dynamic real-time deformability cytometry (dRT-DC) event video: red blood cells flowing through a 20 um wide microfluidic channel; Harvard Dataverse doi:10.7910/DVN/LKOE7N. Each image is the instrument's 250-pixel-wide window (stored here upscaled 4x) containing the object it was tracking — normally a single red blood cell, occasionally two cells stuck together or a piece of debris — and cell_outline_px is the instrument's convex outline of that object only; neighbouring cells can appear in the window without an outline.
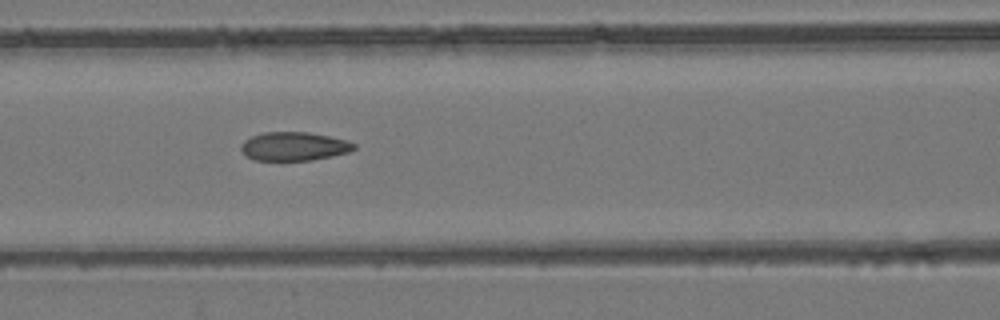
{"species": "common noctule bat (a hibernating species)", "species_latin": "Nyctalus noctula", "temperature_condition": "room temperature", "stored_images_in_passage": 8, "camera_frame_rate_fps": 3000, "um_per_image_px": 0.085, "animal": {"sex": "female", "body_mass_g": 24.6, "forearm_length_mm": 56.2}, "frame": {"image": 1, "passage_image": 6, "time_ms": 7.0, "image_size_px": [1000, 320], "cell_outline_px": [[356, 148], [348, 152], [332, 156], [312, 160], [256, 160], [248, 156], [240, 148], [240, 144], [244, 140], [252, 136], [264, 132], [308, 132], [328, 136], [344, 140], [356, 144]], "centroid_in_image_um": [24.98, 12.43], "position_along_channel_um": 141.6, "area_um2": 18.67}}
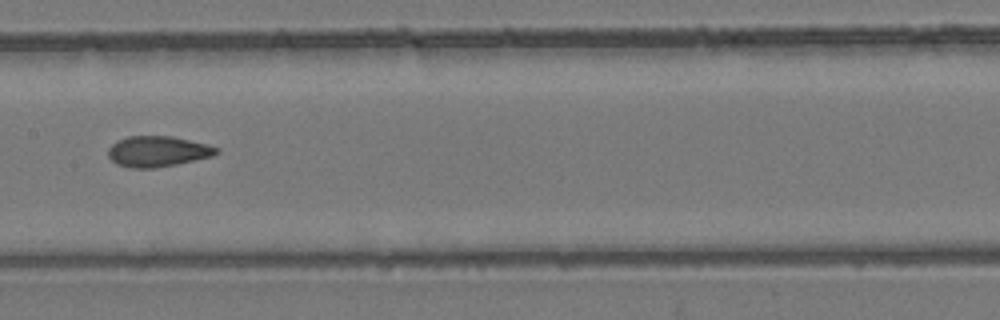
{"frame": {"image": 2, "passage_image": 7, "time_ms": 8.333, "image_size_px": [1000, 320], "cell_outline_px": [[220, 152], [212, 156], [176, 164], [156, 168], [128, 168], [116, 164], [108, 156], [108, 148], [116, 140], [128, 136], [172, 136], [208, 144], [220, 148]], "centroid_in_image_um": [13.39, 12.87], "position_along_channel_um": 194.0, "area_um2": 19.54}}
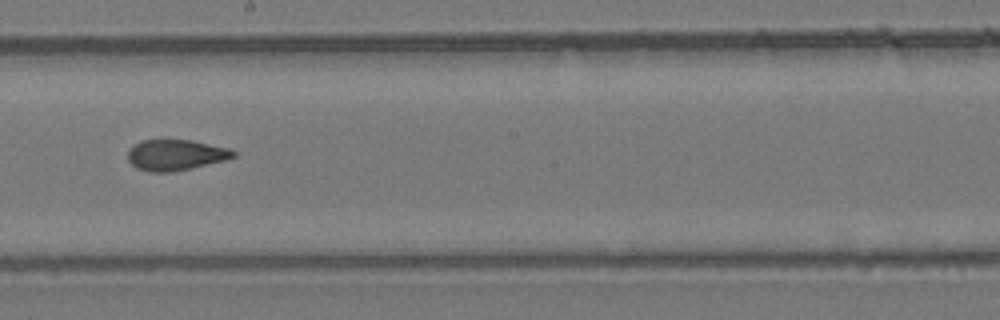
{"frame": {"image": 3, "passage_image": 8, "time_ms": 9.333, "image_size_px": [1000, 320], "cell_outline_px": [[236, 156], [224, 160], [172, 172], [148, 172], [136, 168], [128, 160], [128, 148], [140, 140], [160, 136], [192, 140], [228, 148], [236, 152]], "centroid_in_image_um": [14.85, 13.11], "position_along_channel_um": 233.4, "area_um2": 19.65}}